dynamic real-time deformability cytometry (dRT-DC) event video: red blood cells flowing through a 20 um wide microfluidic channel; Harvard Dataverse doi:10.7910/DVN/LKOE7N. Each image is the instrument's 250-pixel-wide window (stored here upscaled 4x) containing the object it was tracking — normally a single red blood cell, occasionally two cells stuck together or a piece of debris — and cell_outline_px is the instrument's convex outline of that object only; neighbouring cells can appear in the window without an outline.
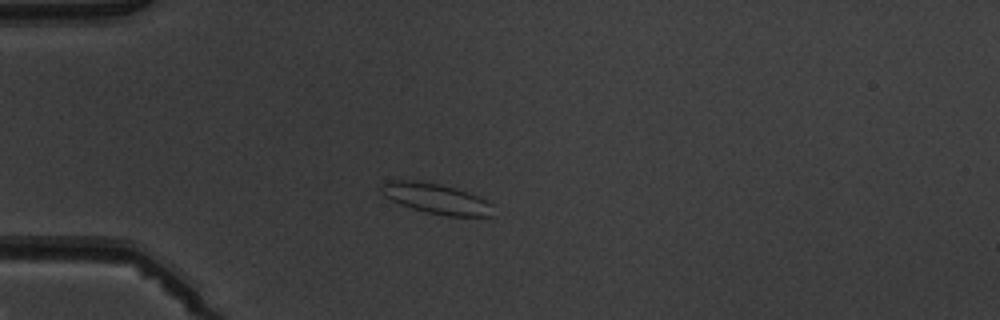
{"species": "common noctule bat (a hibernating species)", "species_latin": "Nyctalus noctula", "temperature_condition": "warm", "stored_images_in_passage": 5, "camera_frame_rate_fps": 3000, "um_per_image_px": 0.085, "animal": {"sex": "male", "body_mass_g": 19.5, "forearm_length_mm": 54.6}, "frame": {"image": 1, "passage_image": 2, "time_ms": 2.333, "image_size_px": [1000, 320], "cell_outline_px": [[492, 216], [448, 216], [428, 212], [412, 208], [400, 204], [384, 196], [380, 188], [384, 180], [420, 180], [440, 184], [456, 188], [468, 192], [492, 204]], "centroid_in_image_um": [37.03, 16.86], "position_along_channel_um": 48.0, "area_um2": 19.65}}
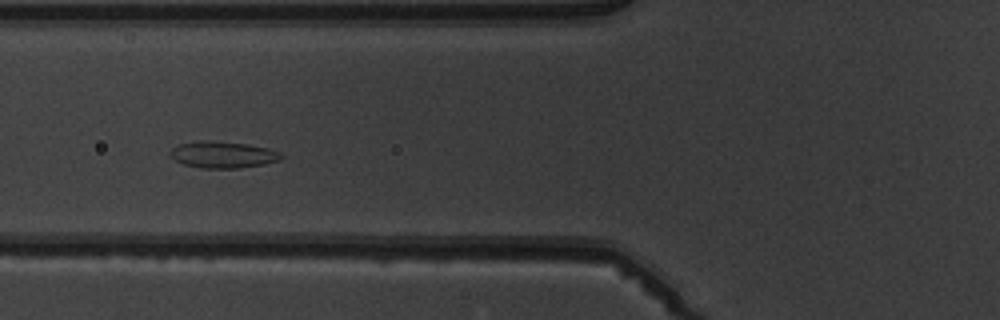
{"frame": {"image": 2, "passage_image": 4, "time_ms": 4.333, "image_size_px": [1000, 320], "cell_outline_px": [[284, 156], [280, 160], [264, 164], [240, 168], [200, 168], [184, 164], [168, 156], [168, 152], [176, 144], [200, 140], [208, 140], [244, 144], [268, 148], [280, 152]], "centroid_in_image_um": [18.9, 13.14], "position_along_channel_um": 106.9, "area_um2": 17.34}}
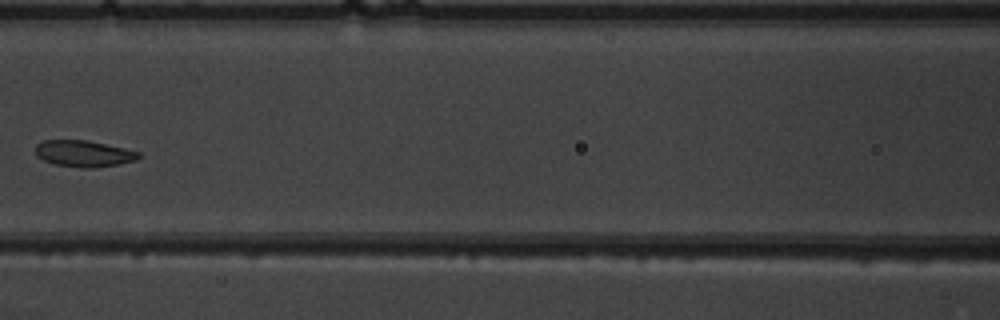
{"frame": {"image": 3, "passage_image": 5, "time_ms": 5.667, "image_size_px": [1000, 320], "cell_outline_px": [[140, 156], [136, 160], [120, 164], [92, 168], [84, 168], [56, 164], [44, 160], [36, 156], [36, 144], [40, 140], [88, 140], [124, 148], [140, 152]], "centroid_in_image_um": [7.11, 13.05], "position_along_channel_um": 159.5, "area_um2": 15.9}}